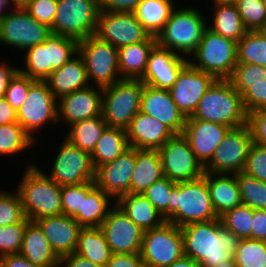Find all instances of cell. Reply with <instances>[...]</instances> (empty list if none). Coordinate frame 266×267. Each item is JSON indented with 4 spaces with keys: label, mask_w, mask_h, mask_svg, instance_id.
<instances>
[{
    "label": "cell",
    "mask_w": 266,
    "mask_h": 267,
    "mask_svg": "<svg viewBox=\"0 0 266 267\" xmlns=\"http://www.w3.org/2000/svg\"><path fill=\"white\" fill-rule=\"evenodd\" d=\"M181 228L184 255L201 267L231 260L240 242L234 233L222 226L220 218L207 222H192Z\"/></svg>",
    "instance_id": "6da1fadb"
},
{
    "label": "cell",
    "mask_w": 266,
    "mask_h": 267,
    "mask_svg": "<svg viewBox=\"0 0 266 267\" xmlns=\"http://www.w3.org/2000/svg\"><path fill=\"white\" fill-rule=\"evenodd\" d=\"M30 160V161H29ZM24 166L16 190L29 221L62 215L61 186L52 180L32 159Z\"/></svg>",
    "instance_id": "7a4b0ae2"
},
{
    "label": "cell",
    "mask_w": 266,
    "mask_h": 267,
    "mask_svg": "<svg viewBox=\"0 0 266 267\" xmlns=\"http://www.w3.org/2000/svg\"><path fill=\"white\" fill-rule=\"evenodd\" d=\"M198 8L196 5L179 7L178 4L157 36V44L188 59L198 48L208 24L209 13Z\"/></svg>",
    "instance_id": "3957f363"
},
{
    "label": "cell",
    "mask_w": 266,
    "mask_h": 267,
    "mask_svg": "<svg viewBox=\"0 0 266 267\" xmlns=\"http://www.w3.org/2000/svg\"><path fill=\"white\" fill-rule=\"evenodd\" d=\"M204 176L193 181L178 182L171 190L166 222L182 227L192 222L218 219Z\"/></svg>",
    "instance_id": "277c9868"
},
{
    "label": "cell",
    "mask_w": 266,
    "mask_h": 267,
    "mask_svg": "<svg viewBox=\"0 0 266 267\" xmlns=\"http://www.w3.org/2000/svg\"><path fill=\"white\" fill-rule=\"evenodd\" d=\"M194 119L215 122L231 128L248 123L243 99L228 79L216 80L202 96L192 115Z\"/></svg>",
    "instance_id": "5b68a950"
},
{
    "label": "cell",
    "mask_w": 266,
    "mask_h": 267,
    "mask_svg": "<svg viewBox=\"0 0 266 267\" xmlns=\"http://www.w3.org/2000/svg\"><path fill=\"white\" fill-rule=\"evenodd\" d=\"M24 53V54H23ZM20 57L19 72L31 79L45 81L50 74L61 68L78 53V41L61 36L51 35L42 44L27 48Z\"/></svg>",
    "instance_id": "8992f818"
},
{
    "label": "cell",
    "mask_w": 266,
    "mask_h": 267,
    "mask_svg": "<svg viewBox=\"0 0 266 267\" xmlns=\"http://www.w3.org/2000/svg\"><path fill=\"white\" fill-rule=\"evenodd\" d=\"M188 62L217 80L229 79L237 65V42L205 29L201 42Z\"/></svg>",
    "instance_id": "52a82bcc"
},
{
    "label": "cell",
    "mask_w": 266,
    "mask_h": 267,
    "mask_svg": "<svg viewBox=\"0 0 266 267\" xmlns=\"http://www.w3.org/2000/svg\"><path fill=\"white\" fill-rule=\"evenodd\" d=\"M144 83L122 79L102 88V115L109 127L127 129L140 111Z\"/></svg>",
    "instance_id": "ba28073f"
},
{
    "label": "cell",
    "mask_w": 266,
    "mask_h": 267,
    "mask_svg": "<svg viewBox=\"0 0 266 267\" xmlns=\"http://www.w3.org/2000/svg\"><path fill=\"white\" fill-rule=\"evenodd\" d=\"M51 35V28L34 19L22 5H13L0 16V44L21 51L18 55Z\"/></svg>",
    "instance_id": "9c48e42d"
},
{
    "label": "cell",
    "mask_w": 266,
    "mask_h": 267,
    "mask_svg": "<svg viewBox=\"0 0 266 267\" xmlns=\"http://www.w3.org/2000/svg\"><path fill=\"white\" fill-rule=\"evenodd\" d=\"M99 12L98 0H58L52 34L78 42L95 35Z\"/></svg>",
    "instance_id": "30bf717a"
},
{
    "label": "cell",
    "mask_w": 266,
    "mask_h": 267,
    "mask_svg": "<svg viewBox=\"0 0 266 267\" xmlns=\"http://www.w3.org/2000/svg\"><path fill=\"white\" fill-rule=\"evenodd\" d=\"M17 119L18 124L37 145V134L42 128L44 130L49 125L58 126L57 99L46 81L36 80L30 86L28 96L17 112Z\"/></svg>",
    "instance_id": "8fae6325"
},
{
    "label": "cell",
    "mask_w": 266,
    "mask_h": 267,
    "mask_svg": "<svg viewBox=\"0 0 266 267\" xmlns=\"http://www.w3.org/2000/svg\"><path fill=\"white\" fill-rule=\"evenodd\" d=\"M78 53L87 70L89 84L104 88L121 81L118 64V49L96 35L78 42Z\"/></svg>",
    "instance_id": "7c38bea8"
},
{
    "label": "cell",
    "mask_w": 266,
    "mask_h": 267,
    "mask_svg": "<svg viewBox=\"0 0 266 267\" xmlns=\"http://www.w3.org/2000/svg\"><path fill=\"white\" fill-rule=\"evenodd\" d=\"M59 141L57 153L48 171L42 169L60 186L80 185L95 180L91 154L70 144L65 138ZM56 154V156H55Z\"/></svg>",
    "instance_id": "4fadbf2b"
},
{
    "label": "cell",
    "mask_w": 266,
    "mask_h": 267,
    "mask_svg": "<svg viewBox=\"0 0 266 267\" xmlns=\"http://www.w3.org/2000/svg\"><path fill=\"white\" fill-rule=\"evenodd\" d=\"M142 260L147 267H166L184 256L181 228L165 222L143 233Z\"/></svg>",
    "instance_id": "5bb4252c"
},
{
    "label": "cell",
    "mask_w": 266,
    "mask_h": 267,
    "mask_svg": "<svg viewBox=\"0 0 266 267\" xmlns=\"http://www.w3.org/2000/svg\"><path fill=\"white\" fill-rule=\"evenodd\" d=\"M164 177L173 182L193 181L205 174L203 164L183 134H175L159 150Z\"/></svg>",
    "instance_id": "9a60e30c"
},
{
    "label": "cell",
    "mask_w": 266,
    "mask_h": 267,
    "mask_svg": "<svg viewBox=\"0 0 266 267\" xmlns=\"http://www.w3.org/2000/svg\"><path fill=\"white\" fill-rule=\"evenodd\" d=\"M252 144L248 124L231 128L204 166L205 172L235 174L242 171Z\"/></svg>",
    "instance_id": "2e32d148"
},
{
    "label": "cell",
    "mask_w": 266,
    "mask_h": 267,
    "mask_svg": "<svg viewBox=\"0 0 266 267\" xmlns=\"http://www.w3.org/2000/svg\"><path fill=\"white\" fill-rule=\"evenodd\" d=\"M95 35L117 49L150 37L134 12L100 10Z\"/></svg>",
    "instance_id": "e0dca14e"
},
{
    "label": "cell",
    "mask_w": 266,
    "mask_h": 267,
    "mask_svg": "<svg viewBox=\"0 0 266 267\" xmlns=\"http://www.w3.org/2000/svg\"><path fill=\"white\" fill-rule=\"evenodd\" d=\"M100 229L112 253L141 252L144 230L137 226L117 204L109 210Z\"/></svg>",
    "instance_id": "ac0fdd59"
},
{
    "label": "cell",
    "mask_w": 266,
    "mask_h": 267,
    "mask_svg": "<svg viewBox=\"0 0 266 267\" xmlns=\"http://www.w3.org/2000/svg\"><path fill=\"white\" fill-rule=\"evenodd\" d=\"M216 80L215 77L196 69L189 62L181 69L170 92L185 118L194 114L202 96Z\"/></svg>",
    "instance_id": "d6986e66"
},
{
    "label": "cell",
    "mask_w": 266,
    "mask_h": 267,
    "mask_svg": "<svg viewBox=\"0 0 266 267\" xmlns=\"http://www.w3.org/2000/svg\"><path fill=\"white\" fill-rule=\"evenodd\" d=\"M102 88L89 85L57 100L58 125L73 123L102 115Z\"/></svg>",
    "instance_id": "ffe728a7"
},
{
    "label": "cell",
    "mask_w": 266,
    "mask_h": 267,
    "mask_svg": "<svg viewBox=\"0 0 266 267\" xmlns=\"http://www.w3.org/2000/svg\"><path fill=\"white\" fill-rule=\"evenodd\" d=\"M136 164V148H128L115 160L95 170V184L115 201L130 193L131 176Z\"/></svg>",
    "instance_id": "44dd1931"
},
{
    "label": "cell",
    "mask_w": 266,
    "mask_h": 267,
    "mask_svg": "<svg viewBox=\"0 0 266 267\" xmlns=\"http://www.w3.org/2000/svg\"><path fill=\"white\" fill-rule=\"evenodd\" d=\"M230 129L229 126L194 119L191 116L186 118L182 134L197 159L205 166Z\"/></svg>",
    "instance_id": "7402d4cb"
},
{
    "label": "cell",
    "mask_w": 266,
    "mask_h": 267,
    "mask_svg": "<svg viewBox=\"0 0 266 267\" xmlns=\"http://www.w3.org/2000/svg\"><path fill=\"white\" fill-rule=\"evenodd\" d=\"M188 59L156 44L150 51L143 77L144 84L170 90Z\"/></svg>",
    "instance_id": "603a6c76"
},
{
    "label": "cell",
    "mask_w": 266,
    "mask_h": 267,
    "mask_svg": "<svg viewBox=\"0 0 266 267\" xmlns=\"http://www.w3.org/2000/svg\"><path fill=\"white\" fill-rule=\"evenodd\" d=\"M140 112L165 124L175 134H182L186 118L176 106L170 90L144 84Z\"/></svg>",
    "instance_id": "cb8c5ba5"
},
{
    "label": "cell",
    "mask_w": 266,
    "mask_h": 267,
    "mask_svg": "<svg viewBox=\"0 0 266 267\" xmlns=\"http://www.w3.org/2000/svg\"><path fill=\"white\" fill-rule=\"evenodd\" d=\"M59 258L75 252L82 226L67 215H57L35 221Z\"/></svg>",
    "instance_id": "d4e9b609"
},
{
    "label": "cell",
    "mask_w": 266,
    "mask_h": 267,
    "mask_svg": "<svg viewBox=\"0 0 266 267\" xmlns=\"http://www.w3.org/2000/svg\"><path fill=\"white\" fill-rule=\"evenodd\" d=\"M129 145L139 150H159L175 133L151 116L138 112L126 129Z\"/></svg>",
    "instance_id": "484cf974"
},
{
    "label": "cell",
    "mask_w": 266,
    "mask_h": 267,
    "mask_svg": "<svg viewBox=\"0 0 266 267\" xmlns=\"http://www.w3.org/2000/svg\"><path fill=\"white\" fill-rule=\"evenodd\" d=\"M45 81L57 100L90 85L85 62L79 53L53 71Z\"/></svg>",
    "instance_id": "4316f807"
},
{
    "label": "cell",
    "mask_w": 266,
    "mask_h": 267,
    "mask_svg": "<svg viewBox=\"0 0 266 267\" xmlns=\"http://www.w3.org/2000/svg\"><path fill=\"white\" fill-rule=\"evenodd\" d=\"M115 204L116 201L98 188L95 181H89L83 183L82 211H79L73 218L83 228L100 227Z\"/></svg>",
    "instance_id": "83f0119b"
},
{
    "label": "cell",
    "mask_w": 266,
    "mask_h": 267,
    "mask_svg": "<svg viewBox=\"0 0 266 267\" xmlns=\"http://www.w3.org/2000/svg\"><path fill=\"white\" fill-rule=\"evenodd\" d=\"M207 187L218 217L242 204L235 174L206 172Z\"/></svg>",
    "instance_id": "f1b7e54d"
},
{
    "label": "cell",
    "mask_w": 266,
    "mask_h": 267,
    "mask_svg": "<svg viewBox=\"0 0 266 267\" xmlns=\"http://www.w3.org/2000/svg\"><path fill=\"white\" fill-rule=\"evenodd\" d=\"M19 254L41 267H59L60 258L35 221H29L26 225Z\"/></svg>",
    "instance_id": "f546056e"
},
{
    "label": "cell",
    "mask_w": 266,
    "mask_h": 267,
    "mask_svg": "<svg viewBox=\"0 0 266 267\" xmlns=\"http://www.w3.org/2000/svg\"><path fill=\"white\" fill-rule=\"evenodd\" d=\"M157 44V37L118 49L119 72L122 79L140 80L147 68L148 56Z\"/></svg>",
    "instance_id": "4dcf8cb0"
},
{
    "label": "cell",
    "mask_w": 266,
    "mask_h": 267,
    "mask_svg": "<svg viewBox=\"0 0 266 267\" xmlns=\"http://www.w3.org/2000/svg\"><path fill=\"white\" fill-rule=\"evenodd\" d=\"M116 204L141 229L149 230L162 226L166 219L142 194L121 195Z\"/></svg>",
    "instance_id": "1f68e13d"
},
{
    "label": "cell",
    "mask_w": 266,
    "mask_h": 267,
    "mask_svg": "<svg viewBox=\"0 0 266 267\" xmlns=\"http://www.w3.org/2000/svg\"><path fill=\"white\" fill-rule=\"evenodd\" d=\"M163 177L158 150L136 149V164L131 176L130 193L142 194L150 185Z\"/></svg>",
    "instance_id": "d6a6232c"
},
{
    "label": "cell",
    "mask_w": 266,
    "mask_h": 267,
    "mask_svg": "<svg viewBox=\"0 0 266 267\" xmlns=\"http://www.w3.org/2000/svg\"><path fill=\"white\" fill-rule=\"evenodd\" d=\"M177 1L141 0L134 11V14L149 35L157 37L163 31L173 10L180 3Z\"/></svg>",
    "instance_id": "836d02e7"
},
{
    "label": "cell",
    "mask_w": 266,
    "mask_h": 267,
    "mask_svg": "<svg viewBox=\"0 0 266 267\" xmlns=\"http://www.w3.org/2000/svg\"><path fill=\"white\" fill-rule=\"evenodd\" d=\"M211 7L212 15L207 18L209 20L207 27L210 30L235 42L248 32L235 4L211 5Z\"/></svg>",
    "instance_id": "e575fe53"
},
{
    "label": "cell",
    "mask_w": 266,
    "mask_h": 267,
    "mask_svg": "<svg viewBox=\"0 0 266 267\" xmlns=\"http://www.w3.org/2000/svg\"><path fill=\"white\" fill-rule=\"evenodd\" d=\"M128 148H130V145L126 130L107 126L91 153V160L95 170L99 166L118 158Z\"/></svg>",
    "instance_id": "d590c367"
},
{
    "label": "cell",
    "mask_w": 266,
    "mask_h": 267,
    "mask_svg": "<svg viewBox=\"0 0 266 267\" xmlns=\"http://www.w3.org/2000/svg\"><path fill=\"white\" fill-rule=\"evenodd\" d=\"M74 253L103 267L113 254L100 227L82 228Z\"/></svg>",
    "instance_id": "8d00e7d4"
},
{
    "label": "cell",
    "mask_w": 266,
    "mask_h": 267,
    "mask_svg": "<svg viewBox=\"0 0 266 267\" xmlns=\"http://www.w3.org/2000/svg\"><path fill=\"white\" fill-rule=\"evenodd\" d=\"M106 127L103 115L81 120L66 128L68 132L64 133L63 138L91 154Z\"/></svg>",
    "instance_id": "74e56055"
},
{
    "label": "cell",
    "mask_w": 266,
    "mask_h": 267,
    "mask_svg": "<svg viewBox=\"0 0 266 267\" xmlns=\"http://www.w3.org/2000/svg\"><path fill=\"white\" fill-rule=\"evenodd\" d=\"M37 143L17 123L0 125V156L11 158L27 153L26 150L34 149Z\"/></svg>",
    "instance_id": "f35d334b"
},
{
    "label": "cell",
    "mask_w": 266,
    "mask_h": 267,
    "mask_svg": "<svg viewBox=\"0 0 266 267\" xmlns=\"http://www.w3.org/2000/svg\"><path fill=\"white\" fill-rule=\"evenodd\" d=\"M237 62L266 67V35L263 31H248L237 42Z\"/></svg>",
    "instance_id": "ab89813d"
},
{
    "label": "cell",
    "mask_w": 266,
    "mask_h": 267,
    "mask_svg": "<svg viewBox=\"0 0 266 267\" xmlns=\"http://www.w3.org/2000/svg\"><path fill=\"white\" fill-rule=\"evenodd\" d=\"M242 204L253 210H266V182L247 175L243 171L235 173Z\"/></svg>",
    "instance_id": "60d3db41"
},
{
    "label": "cell",
    "mask_w": 266,
    "mask_h": 267,
    "mask_svg": "<svg viewBox=\"0 0 266 267\" xmlns=\"http://www.w3.org/2000/svg\"><path fill=\"white\" fill-rule=\"evenodd\" d=\"M233 259L237 267H264L266 265V242L241 239Z\"/></svg>",
    "instance_id": "b9f144b4"
},
{
    "label": "cell",
    "mask_w": 266,
    "mask_h": 267,
    "mask_svg": "<svg viewBox=\"0 0 266 267\" xmlns=\"http://www.w3.org/2000/svg\"><path fill=\"white\" fill-rule=\"evenodd\" d=\"M222 226L240 239L250 238L253 209L241 204L226 211L220 217Z\"/></svg>",
    "instance_id": "7bdbcfd3"
},
{
    "label": "cell",
    "mask_w": 266,
    "mask_h": 267,
    "mask_svg": "<svg viewBox=\"0 0 266 267\" xmlns=\"http://www.w3.org/2000/svg\"><path fill=\"white\" fill-rule=\"evenodd\" d=\"M18 222H29L26 218L19 192L0 190V227Z\"/></svg>",
    "instance_id": "ee69618b"
},
{
    "label": "cell",
    "mask_w": 266,
    "mask_h": 267,
    "mask_svg": "<svg viewBox=\"0 0 266 267\" xmlns=\"http://www.w3.org/2000/svg\"><path fill=\"white\" fill-rule=\"evenodd\" d=\"M236 7L247 31H262L266 25V7L262 0H237Z\"/></svg>",
    "instance_id": "f6af8a7d"
},
{
    "label": "cell",
    "mask_w": 266,
    "mask_h": 267,
    "mask_svg": "<svg viewBox=\"0 0 266 267\" xmlns=\"http://www.w3.org/2000/svg\"><path fill=\"white\" fill-rule=\"evenodd\" d=\"M228 80L233 88L242 94L252 83L266 80V67L257 64H237Z\"/></svg>",
    "instance_id": "bcb514c9"
},
{
    "label": "cell",
    "mask_w": 266,
    "mask_h": 267,
    "mask_svg": "<svg viewBox=\"0 0 266 267\" xmlns=\"http://www.w3.org/2000/svg\"><path fill=\"white\" fill-rule=\"evenodd\" d=\"M175 185L176 182H173L167 177H163L160 180L155 181L143 192V195L165 219L168 218V202H170L171 190Z\"/></svg>",
    "instance_id": "7dc6e473"
},
{
    "label": "cell",
    "mask_w": 266,
    "mask_h": 267,
    "mask_svg": "<svg viewBox=\"0 0 266 267\" xmlns=\"http://www.w3.org/2000/svg\"><path fill=\"white\" fill-rule=\"evenodd\" d=\"M27 223L18 222L0 227V257L19 254Z\"/></svg>",
    "instance_id": "c3c4849f"
},
{
    "label": "cell",
    "mask_w": 266,
    "mask_h": 267,
    "mask_svg": "<svg viewBox=\"0 0 266 267\" xmlns=\"http://www.w3.org/2000/svg\"><path fill=\"white\" fill-rule=\"evenodd\" d=\"M36 80L29 78L18 72L15 77L8 84V88L5 91L4 98L12 106L16 112L20 109L23 102L28 96L30 86Z\"/></svg>",
    "instance_id": "681fc988"
},
{
    "label": "cell",
    "mask_w": 266,
    "mask_h": 267,
    "mask_svg": "<svg viewBox=\"0 0 266 267\" xmlns=\"http://www.w3.org/2000/svg\"><path fill=\"white\" fill-rule=\"evenodd\" d=\"M242 171L266 182V146L253 142Z\"/></svg>",
    "instance_id": "f907efd6"
},
{
    "label": "cell",
    "mask_w": 266,
    "mask_h": 267,
    "mask_svg": "<svg viewBox=\"0 0 266 267\" xmlns=\"http://www.w3.org/2000/svg\"><path fill=\"white\" fill-rule=\"evenodd\" d=\"M58 0H27L22 6L38 22L52 27Z\"/></svg>",
    "instance_id": "816d5d0a"
},
{
    "label": "cell",
    "mask_w": 266,
    "mask_h": 267,
    "mask_svg": "<svg viewBox=\"0 0 266 267\" xmlns=\"http://www.w3.org/2000/svg\"><path fill=\"white\" fill-rule=\"evenodd\" d=\"M62 212L64 215L74 217L82 211L83 184L61 186Z\"/></svg>",
    "instance_id": "f5cc1de1"
},
{
    "label": "cell",
    "mask_w": 266,
    "mask_h": 267,
    "mask_svg": "<svg viewBox=\"0 0 266 267\" xmlns=\"http://www.w3.org/2000/svg\"><path fill=\"white\" fill-rule=\"evenodd\" d=\"M241 96L247 113L266 109V80L252 83Z\"/></svg>",
    "instance_id": "db71d44e"
},
{
    "label": "cell",
    "mask_w": 266,
    "mask_h": 267,
    "mask_svg": "<svg viewBox=\"0 0 266 267\" xmlns=\"http://www.w3.org/2000/svg\"><path fill=\"white\" fill-rule=\"evenodd\" d=\"M248 126L254 143L266 146V109L248 113Z\"/></svg>",
    "instance_id": "11a10c76"
},
{
    "label": "cell",
    "mask_w": 266,
    "mask_h": 267,
    "mask_svg": "<svg viewBox=\"0 0 266 267\" xmlns=\"http://www.w3.org/2000/svg\"><path fill=\"white\" fill-rule=\"evenodd\" d=\"M105 267H147L140 253L135 254H112Z\"/></svg>",
    "instance_id": "9f6ffc18"
},
{
    "label": "cell",
    "mask_w": 266,
    "mask_h": 267,
    "mask_svg": "<svg viewBox=\"0 0 266 267\" xmlns=\"http://www.w3.org/2000/svg\"><path fill=\"white\" fill-rule=\"evenodd\" d=\"M141 0H98L99 9L115 12H134Z\"/></svg>",
    "instance_id": "6f0895ef"
},
{
    "label": "cell",
    "mask_w": 266,
    "mask_h": 267,
    "mask_svg": "<svg viewBox=\"0 0 266 267\" xmlns=\"http://www.w3.org/2000/svg\"><path fill=\"white\" fill-rule=\"evenodd\" d=\"M250 238L266 242V210H253Z\"/></svg>",
    "instance_id": "680465c9"
},
{
    "label": "cell",
    "mask_w": 266,
    "mask_h": 267,
    "mask_svg": "<svg viewBox=\"0 0 266 267\" xmlns=\"http://www.w3.org/2000/svg\"><path fill=\"white\" fill-rule=\"evenodd\" d=\"M4 60L6 58L0 61V97L4 96L8 84L19 72V65L17 67L16 65H11L9 61L6 62Z\"/></svg>",
    "instance_id": "91938a15"
},
{
    "label": "cell",
    "mask_w": 266,
    "mask_h": 267,
    "mask_svg": "<svg viewBox=\"0 0 266 267\" xmlns=\"http://www.w3.org/2000/svg\"><path fill=\"white\" fill-rule=\"evenodd\" d=\"M59 267H103V266L96 265L91 261H89L88 259H85L76 253H72L60 258Z\"/></svg>",
    "instance_id": "94428289"
},
{
    "label": "cell",
    "mask_w": 266,
    "mask_h": 267,
    "mask_svg": "<svg viewBox=\"0 0 266 267\" xmlns=\"http://www.w3.org/2000/svg\"><path fill=\"white\" fill-rule=\"evenodd\" d=\"M0 267H41V266L33 264L20 254H12L0 257Z\"/></svg>",
    "instance_id": "6125c7cd"
},
{
    "label": "cell",
    "mask_w": 266,
    "mask_h": 267,
    "mask_svg": "<svg viewBox=\"0 0 266 267\" xmlns=\"http://www.w3.org/2000/svg\"><path fill=\"white\" fill-rule=\"evenodd\" d=\"M17 112L9 105L4 96L0 97V125L17 123Z\"/></svg>",
    "instance_id": "be15d7a7"
},
{
    "label": "cell",
    "mask_w": 266,
    "mask_h": 267,
    "mask_svg": "<svg viewBox=\"0 0 266 267\" xmlns=\"http://www.w3.org/2000/svg\"><path fill=\"white\" fill-rule=\"evenodd\" d=\"M166 267H201V265L195 262L190 257L184 255L182 258L178 259L177 261Z\"/></svg>",
    "instance_id": "e7e4bbea"
},
{
    "label": "cell",
    "mask_w": 266,
    "mask_h": 267,
    "mask_svg": "<svg viewBox=\"0 0 266 267\" xmlns=\"http://www.w3.org/2000/svg\"><path fill=\"white\" fill-rule=\"evenodd\" d=\"M12 6L13 4L10 0H0V16L8 11Z\"/></svg>",
    "instance_id": "03108f58"
},
{
    "label": "cell",
    "mask_w": 266,
    "mask_h": 267,
    "mask_svg": "<svg viewBox=\"0 0 266 267\" xmlns=\"http://www.w3.org/2000/svg\"><path fill=\"white\" fill-rule=\"evenodd\" d=\"M214 267H237L234 259L232 258L231 260L228 261H223L217 265H215Z\"/></svg>",
    "instance_id": "003e7915"
},
{
    "label": "cell",
    "mask_w": 266,
    "mask_h": 267,
    "mask_svg": "<svg viewBox=\"0 0 266 267\" xmlns=\"http://www.w3.org/2000/svg\"><path fill=\"white\" fill-rule=\"evenodd\" d=\"M212 5L236 4L237 0H210Z\"/></svg>",
    "instance_id": "a7ac6f4b"
},
{
    "label": "cell",
    "mask_w": 266,
    "mask_h": 267,
    "mask_svg": "<svg viewBox=\"0 0 266 267\" xmlns=\"http://www.w3.org/2000/svg\"><path fill=\"white\" fill-rule=\"evenodd\" d=\"M27 0H10L13 5H23Z\"/></svg>",
    "instance_id": "89a4df30"
},
{
    "label": "cell",
    "mask_w": 266,
    "mask_h": 267,
    "mask_svg": "<svg viewBox=\"0 0 266 267\" xmlns=\"http://www.w3.org/2000/svg\"><path fill=\"white\" fill-rule=\"evenodd\" d=\"M262 3H263L264 6L266 7V0H262Z\"/></svg>",
    "instance_id": "2644e50d"
},
{
    "label": "cell",
    "mask_w": 266,
    "mask_h": 267,
    "mask_svg": "<svg viewBox=\"0 0 266 267\" xmlns=\"http://www.w3.org/2000/svg\"><path fill=\"white\" fill-rule=\"evenodd\" d=\"M264 33H265V35H266V25H265V27H264V29L262 30Z\"/></svg>",
    "instance_id": "8c879c8a"
}]
</instances>
